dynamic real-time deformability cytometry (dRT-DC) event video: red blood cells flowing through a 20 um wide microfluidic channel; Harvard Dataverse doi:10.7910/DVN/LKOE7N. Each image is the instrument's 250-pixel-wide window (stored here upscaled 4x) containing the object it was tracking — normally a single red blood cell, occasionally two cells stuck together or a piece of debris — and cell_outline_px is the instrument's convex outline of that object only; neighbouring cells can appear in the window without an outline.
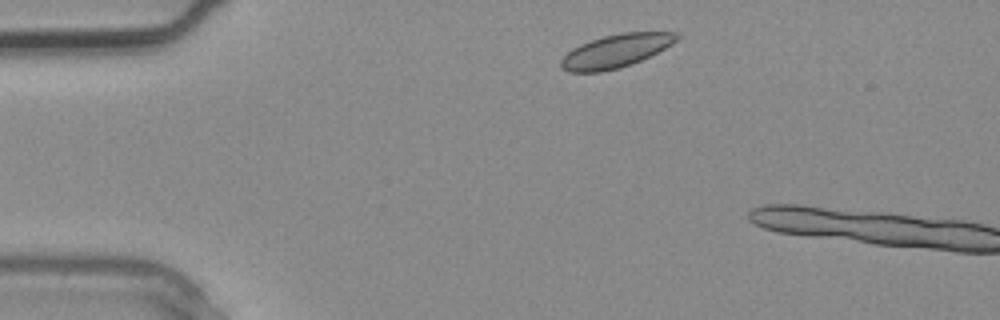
{"species": "common noctule bat (a hibernating species)", "species_latin": "Nyctalus noctula", "temperature_condition": "warm", "stored_images_in_passage": 2, "camera_frame_rate_fps": 3000, "um_per_image_px": 0.085, "animal": {"sex": "male", "body_mass_g": 20.4}, "frame": {"image": 1, "passage_image": 1, "time_ms": 0.0, "image_size_px": [1000, 320], "cell_outline_px": [[680, 36], [672, 44], [632, 64], [620, 68], [600, 72], [568, 72], [560, 68], [560, 60], [572, 48], [580, 44], [604, 36], [620, 32], [676, 32]], "centroid_in_image_um": [52.3, 4.34], "position_along_channel_um": 32.7, "area_um2": 22.31}}